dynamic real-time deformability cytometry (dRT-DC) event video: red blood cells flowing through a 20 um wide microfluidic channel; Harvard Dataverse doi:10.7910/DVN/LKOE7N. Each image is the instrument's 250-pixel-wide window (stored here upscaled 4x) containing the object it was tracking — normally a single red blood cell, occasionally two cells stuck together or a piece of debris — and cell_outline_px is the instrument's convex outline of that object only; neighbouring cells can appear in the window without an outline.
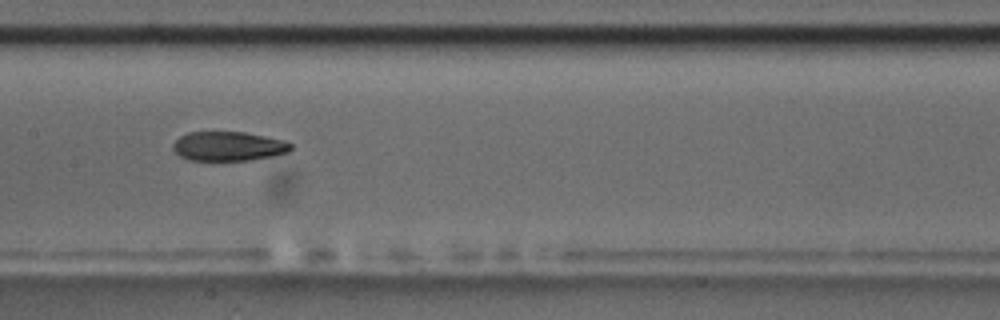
{"species": "common noctule bat (a hibernating species)", "species_latin": "Nyctalus noctula", "temperature_condition": "room temperature", "stored_images_in_passage": 11, "camera_frame_rate_fps": 3000, "um_per_image_px": 0.085, "animal": {"sex": "male", "body_mass_g": 17.5, "forearm_length_mm": 52.3}, "frame": {"image": 1, "passage_image": 8, "time_ms": 7.667, "image_size_px": [1000, 320], "cell_outline_px": [[292, 148], [288, 152], [272, 156], [252, 160], [188, 160], [180, 156], [172, 148], [172, 144], [180, 136], [188, 132], [244, 132], [284, 140], [292, 144]], "centroid_in_image_um": [19.41, 12.43], "position_along_channel_um": 188.0, "area_um2": 20.11}}
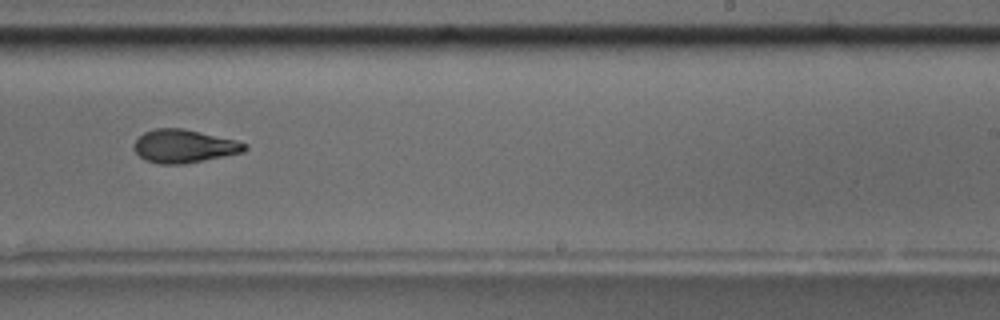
{"frame": {"image": 2, "passage_image": 10, "time_ms": 10.0, "image_size_px": [1000, 320], "cell_outline_px": [[248, 148], [244, 152], [184, 164], [160, 164], [148, 160], [140, 156], [132, 148], [132, 144], [144, 132], [156, 128], [184, 128], [236, 140], [248, 144]], "centroid_in_image_um": [15.65, 12.42], "position_along_channel_um": 273.3, "area_um2": 21.44}}